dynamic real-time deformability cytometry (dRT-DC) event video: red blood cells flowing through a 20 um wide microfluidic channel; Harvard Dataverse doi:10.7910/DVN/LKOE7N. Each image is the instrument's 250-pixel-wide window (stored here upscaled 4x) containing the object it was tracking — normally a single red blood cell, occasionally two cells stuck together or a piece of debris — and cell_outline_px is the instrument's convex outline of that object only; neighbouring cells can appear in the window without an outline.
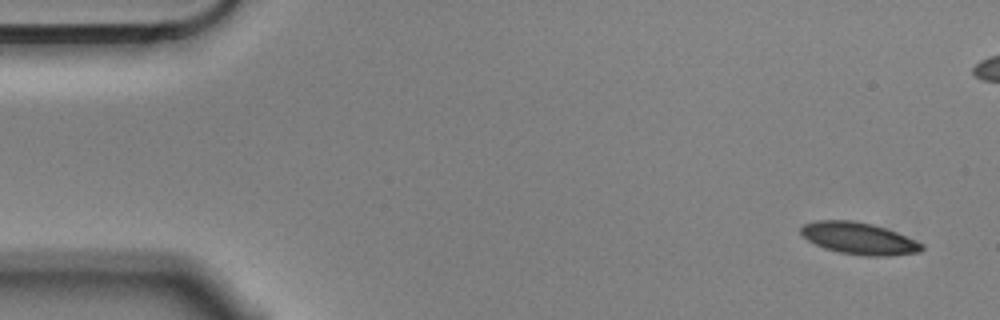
{"species": "Egyptian fruit bat (a non-hibernating species)", "species_latin": "Rousettus aegyptiacus", "temperature_condition": "cold", "stored_images_in_passage": 4, "camera_frame_rate_fps": 3000, "um_per_image_px": 0.085, "animal": {"sex": "male"}, "frame": {"image": 1, "passage_image": 1, "time_ms": 0.0, "image_size_px": [1000, 320], "cell_outline_px": [[924, 248], [920, 252], [888, 256], [868, 256], [840, 252], [824, 248], [808, 240], [800, 232], [800, 228], [804, 224], [816, 220], [852, 220], [872, 224], [896, 232], [924, 244]], "centroid_in_image_um": [73.01, 20.26], "position_along_channel_um": 12.0, "area_um2": 22.31}}